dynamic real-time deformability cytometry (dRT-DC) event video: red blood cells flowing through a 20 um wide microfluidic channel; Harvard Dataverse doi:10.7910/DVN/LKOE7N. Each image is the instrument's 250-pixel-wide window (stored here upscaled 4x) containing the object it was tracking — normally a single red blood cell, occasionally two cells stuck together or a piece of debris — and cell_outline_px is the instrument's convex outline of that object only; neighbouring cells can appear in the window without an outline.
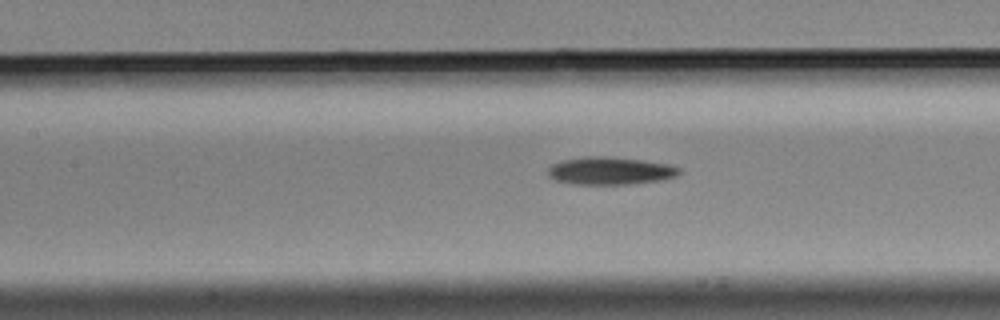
{"species": "Egyptian fruit bat (a non-hibernating species)", "species_latin": "Rousettus aegyptiacus", "temperature_condition": "cold", "stored_images_in_passage": 40, "camera_frame_rate_fps": 3000, "um_per_image_px": 0.085, "animal": {"sex": "male"}, "frame": {"image": 1, "passage_image": 21, "time_ms": 6.667, "image_size_px": [1000, 320], "cell_outline_px": [[680, 172], [676, 176], [660, 180], [628, 184], [572, 184], [552, 180], [548, 176], [548, 168], [552, 164], [564, 160], [588, 156], [600, 156], [640, 160], [668, 164], [680, 168]], "centroid_in_image_um": [51.81, 14.53], "position_along_channel_um": 155.6, "area_um2": 20.98}}
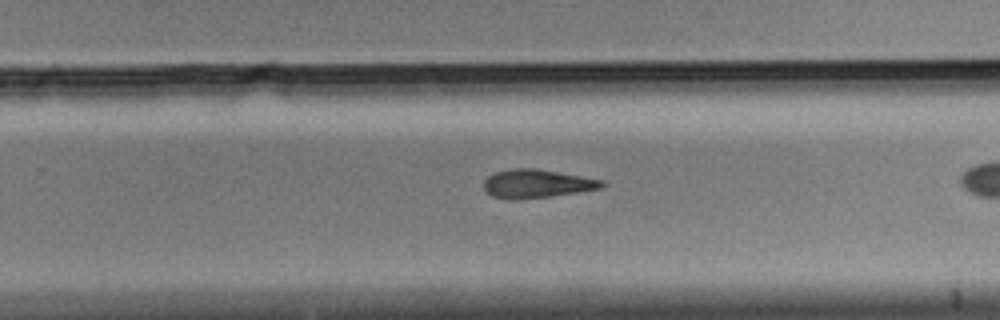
{"frame": {"image": 2, "passage_image": 32, "time_ms": 10.333, "image_size_px": [1000, 320], "cell_outline_px": [[608, 184], [604, 188], [552, 196], [516, 200], [504, 200], [492, 196], [484, 188], [484, 180], [488, 176], [496, 172], [512, 168], [536, 168], [604, 180]], "centroid_in_image_um": [45.66, 15.62], "position_along_channel_um": 284.1, "area_um2": 19.88}}
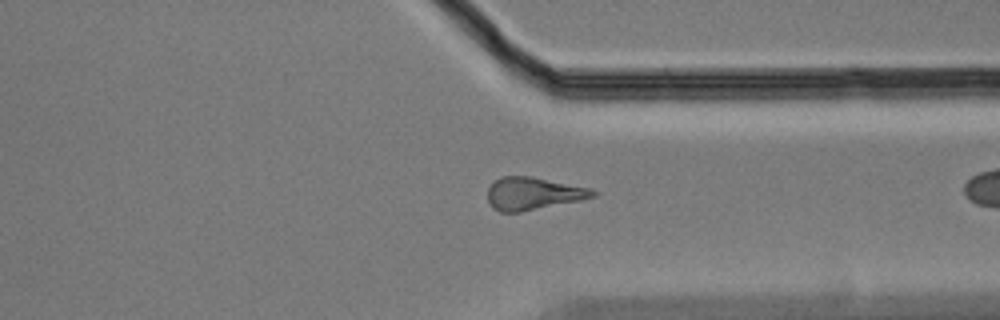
{"frame": {"image": 3, "passage_image": 39, "time_ms": 12.667, "image_size_px": [1000, 320], "cell_outline_px": [[596, 196], [580, 200], [520, 212], [500, 212], [492, 208], [488, 204], [488, 188], [500, 176], [532, 176], [588, 188], [596, 192]], "centroid_in_image_um": [45.26, 16.45], "position_along_channel_um": 366.1, "area_um2": 19.83}}